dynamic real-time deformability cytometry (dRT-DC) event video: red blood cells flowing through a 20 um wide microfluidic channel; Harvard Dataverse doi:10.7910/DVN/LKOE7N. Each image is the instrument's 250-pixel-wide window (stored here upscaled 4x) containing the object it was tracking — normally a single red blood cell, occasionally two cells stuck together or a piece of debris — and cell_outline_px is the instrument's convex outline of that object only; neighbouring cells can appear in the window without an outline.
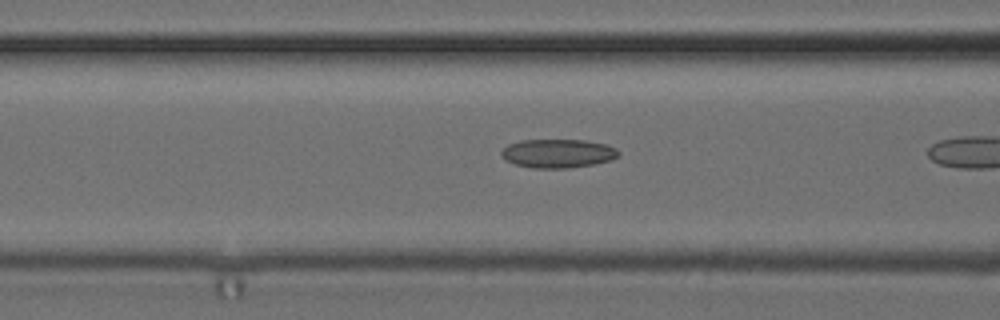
{"species": "common noctule bat (a hibernating species)", "species_latin": "Nyctalus noctula", "temperature_condition": "cold", "stored_images_in_passage": 14, "camera_frame_rate_fps": 3000, "um_per_image_px": 0.085, "animal": {"sex": "female", "body_mass_g": 24.6, "forearm_length_mm": 56.2}, "frame": {"image": 1, "passage_image": 7, "time_ms": 2.0, "image_size_px": [1000, 320], "cell_outline_px": [[620, 156], [612, 160], [592, 164], [568, 168], [532, 168], [516, 164], [508, 160], [500, 152], [508, 144], [520, 140], [584, 140], [608, 144], [616, 148], [620, 152]], "centroid_in_image_um": [47.48, 13.03], "position_along_channel_um": 119.1, "area_um2": 19.59}}
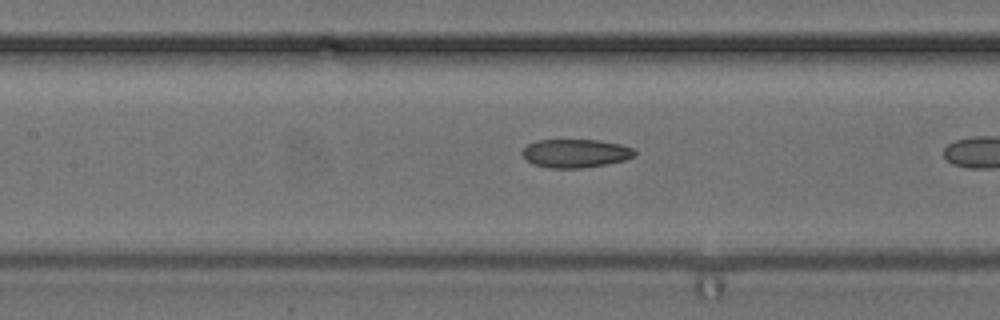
{"frame": {"image": 2, "passage_image": 10, "time_ms": 3.0, "image_size_px": [1000, 320], "cell_outline_px": [[636, 156], [624, 160], [608, 164], [584, 168], [548, 168], [532, 164], [520, 152], [528, 144], [536, 140], [596, 140], [620, 144], [632, 148], [636, 152]], "centroid_in_image_um": [48.92, 13.04], "position_along_channel_um": 158.5, "area_um2": 18.73}}